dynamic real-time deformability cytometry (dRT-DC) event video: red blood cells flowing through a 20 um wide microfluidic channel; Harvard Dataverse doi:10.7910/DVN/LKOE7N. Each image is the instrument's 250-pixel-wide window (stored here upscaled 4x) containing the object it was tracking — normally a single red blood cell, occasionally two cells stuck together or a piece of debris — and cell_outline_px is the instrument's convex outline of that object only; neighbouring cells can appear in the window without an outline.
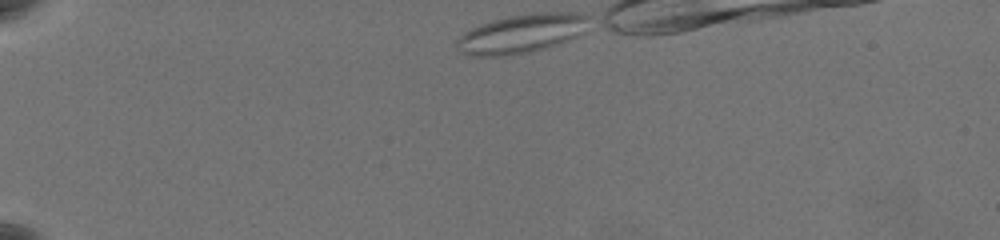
{"species": "common noctule bat (a hibernating species)", "species_latin": "Nyctalus noctula", "temperature_condition": "warm", "stored_images_in_passage": 40, "segment_of_instrument_passage": [1, 2], "camera_frame_rate_fps": 3000, "um_per_image_px": 0.085, "animal": {"sex": "female", "body_mass_g": 19.5, "forearm_length_mm": 54.1}, "frame": {"image": 1, "passage_image": 1, "time_ms": 0.0, "image_size_px": [1000, 240], "cell_outline_px": [[588, 16], [572, 36], [564, 40], [544, 48], [528, 52], [500, 56], [464, 56], [460, 52], [456, 44], [456, 40], [464, 32], [480, 24], [492, 20], [508, 16], [536, 12], [572, 12]], "centroid_in_image_um": [44.12, 2.86], "position_along_channel_um": 40.9, "area_um2": 28.9}}
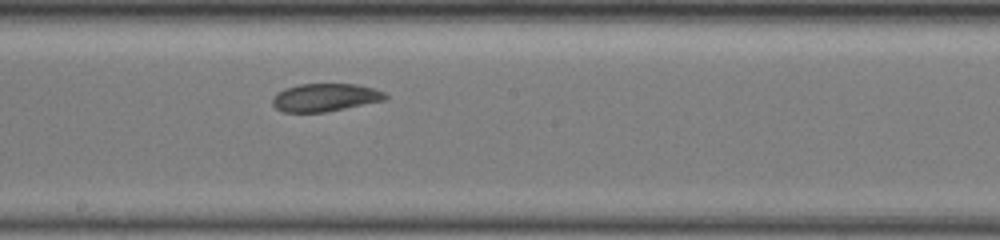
{"frame": {"image": 2, "passage_image": 22, "time_ms": 7.0, "image_size_px": [1000, 240], "cell_outline_px": [[388, 96], [384, 100], [324, 112], [284, 112], [276, 108], [272, 104], [272, 100], [276, 92], [284, 88], [300, 84], [356, 84], [372, 88], [384, 92]], "centroid_in_image_um": [27.59, 8.28], "position_along_channel_um": 220.6, "area_um2": 18.21}}
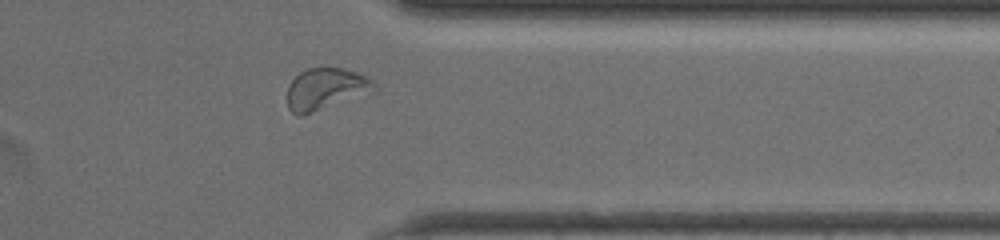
{"frame": {"image": 3, "passage_image": 36, "time_ms": 11.667, "image_size_px": [1000, 240], "cell_outline_px": [[376, 88], [312, 112], [300, 116], [296, 116], [288, 108], [288, 84], [300, 72], [308, 68], [340, 68], [356, 72], [372, 80]], "centroid_in_image_um": [27.58, 7.54], "position_along_channel_um": 383.8, "area_um2": 20.11}}